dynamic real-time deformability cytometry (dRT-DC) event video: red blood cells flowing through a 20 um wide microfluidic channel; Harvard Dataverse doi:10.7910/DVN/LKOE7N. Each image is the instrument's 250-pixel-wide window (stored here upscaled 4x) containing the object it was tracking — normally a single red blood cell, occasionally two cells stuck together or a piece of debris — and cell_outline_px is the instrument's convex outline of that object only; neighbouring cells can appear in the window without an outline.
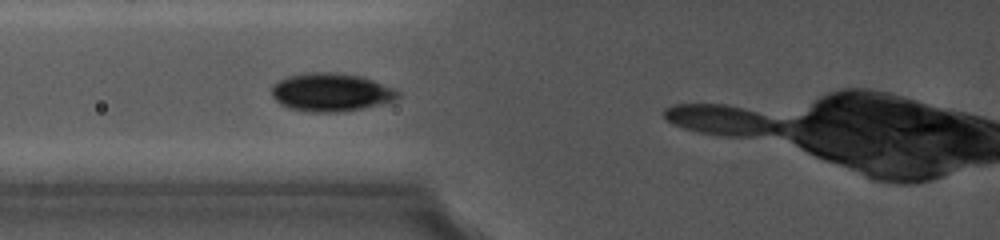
{"species": "common noctule bat (a hibernating species)", "species_latin": "Nyctalus noctula", "temperature_condition": "cold", "stored_images_in_passage": 5, "camera_frame_rate_fps": 5000, "um_per_image_px": 0.085, "animal": {"sex": "female", "body_mass_g": 19.0, "forearm_length_mm": 56.7}, "frame": {"image": 1, "passage_image": 3, "time_ms": 2.0, "image_size_px": [1000, 240], "cell_outline_px": [[400, 96], [396, 100], [364, 108], [336, 112], [312, 112], [288, 108], [280, 104], [272, 96], [272, 84], [288, 76], [304, 72], [332, 72], [360, 76], [396, 88], [400, 92]], "centroid_in_image_um": [28.14, 7.84], "position_along_channel_um": 97.7, "area_um2": 28.26}}